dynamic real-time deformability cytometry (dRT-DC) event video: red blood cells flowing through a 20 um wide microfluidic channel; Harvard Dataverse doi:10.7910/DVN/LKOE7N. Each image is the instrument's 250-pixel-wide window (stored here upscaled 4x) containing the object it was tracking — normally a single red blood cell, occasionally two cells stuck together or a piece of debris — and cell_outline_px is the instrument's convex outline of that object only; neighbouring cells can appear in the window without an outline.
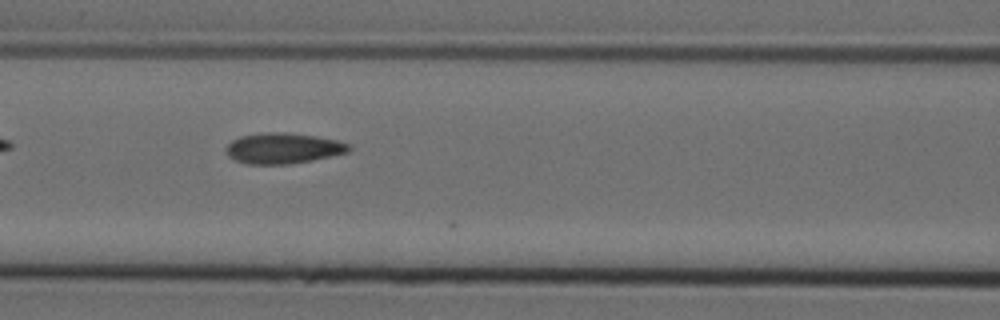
{"species": "Egyptian fruit bat (a non-hibernating species)", "species_latin": "Rousettus aegyptiacus", "temperature_condition": "cold", "stored_images_in_passage": 28, "camera_frame_rate_fps": 3000, "um_per_image_px": 0.085, "animal": {"sex": "female"}, "frame": {"image": 1, "passage_image": 7, "time_ms": 2.0, "image_size_px": [1000, 320], "cell_outline_px": [[352, 148], [348, 152], [312, 160], [288, 164], [248, 164], [236, 160], [228, 156], [224, 148], [232, 140], [240, 136], [260, 132], [284, 132], [316, 136], [336, 140], [352, 144]], "centroid_in_image_um": [24.06, 12.59], "position_along_channel_um": 142.5, "area_um2": 22.08}}
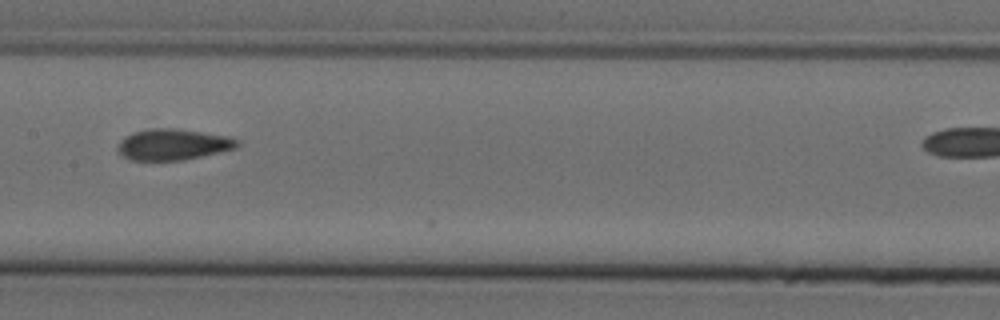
{"frame": {"image": 2, "passage_image": 11, "time_ms": 3.333, "image_size_px": [1000, 320], "cell_outline_px": [[240, 144], [236, 148], [220, 152], [184, 160], [128, 160], [116, 148], [120, 140], [132, 132], [156, 128], [172, 128], [232, 136], [240, 140]], "centroid_in_image_um": [14.74, 12.28], "position_along_channel_um": 192.7, "area_um2": 21.73}}
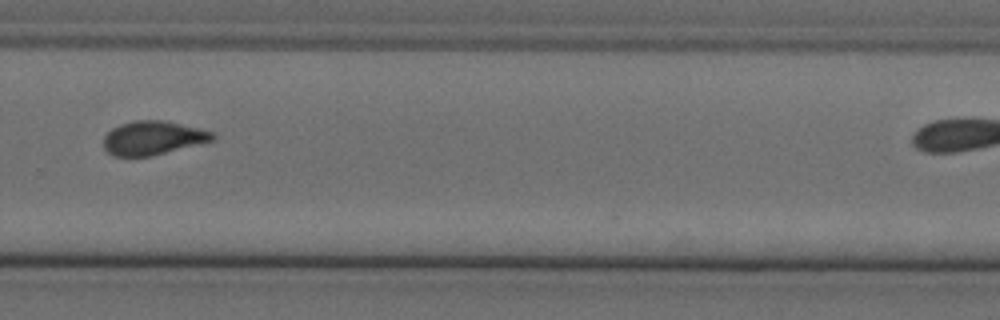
{"frame": {"image": 3, "passage_image": 21, "time_ms": 6.667, "image_size_px": [1000, 320], "cell_outline_px": [[216, 136], [212, 140], [152, 156], [112, 156], [104, 148], [104, 136], [112, 128], [120, 124], [132, 120], [164, 120], [212, 132]], "centroid_in_image_um": [12.94, 11.72], "position_along_channel_um": 316.9, "area_um2": 21.21}}